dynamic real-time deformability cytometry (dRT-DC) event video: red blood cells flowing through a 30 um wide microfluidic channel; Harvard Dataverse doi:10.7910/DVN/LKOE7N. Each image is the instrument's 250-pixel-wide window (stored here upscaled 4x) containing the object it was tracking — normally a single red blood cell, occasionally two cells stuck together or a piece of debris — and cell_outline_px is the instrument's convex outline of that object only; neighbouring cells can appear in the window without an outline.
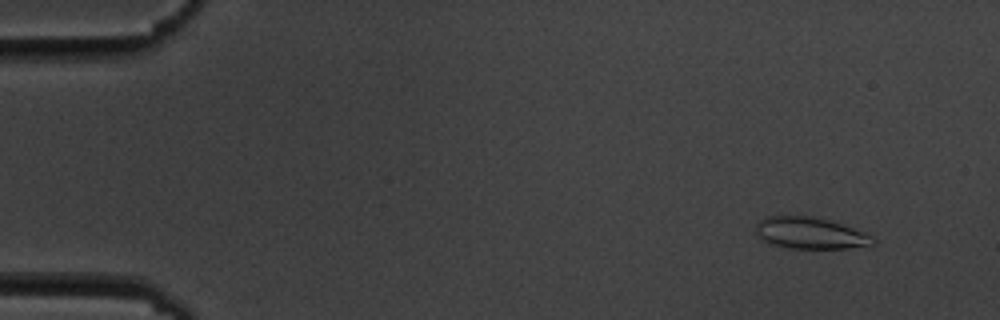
{"species": "common noctule bat (a hibernating species)", "species_latin": "Nyctalus noctula", "temperature_condition": "cold", "stored_images_in_passage": 9, "camera_frame_rate_fps": 3000, "um_per_image_px": 0.085, "animal": {"sex": "male", "body_mass_g": 19.5, "forearm_length_mm": 54.6}, "frame": {"image": 1, "passage_image": 2, "time_ms": 1.0, "image_size_px": [1000, 320], "cell_outline_px": [[876, 244], [848, 248], [792, 248], [772, 244], [764, 240], [756, 232], [756, 224], [764, 216], [812, 216], [828, 220], [864, 232], [872, 236], [876, 240]], "centroid_in_image_um": [68.88, 19.81], "position_along_channel_um": 16.1, "area_um2": 21.27}}
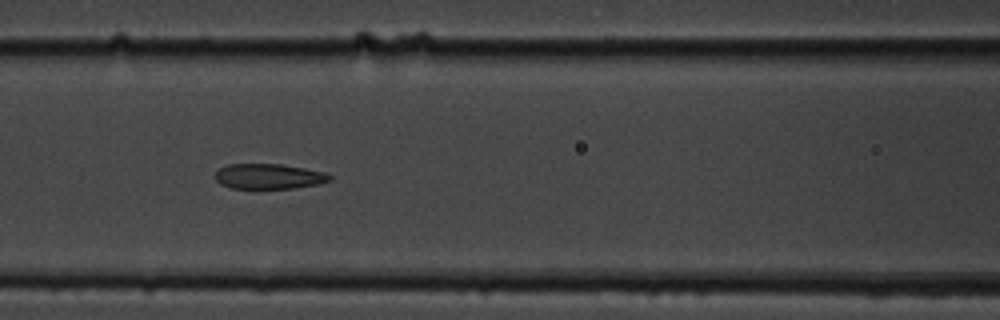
{"frame": {"image": 2, "passage_image": 8, "time_ms": 7.667, "image_size_px": [1000, 320], "cell_outline_px": [[332, 180], [320, 184], [292, 188], [232, 188], [220, 184], [212, 176], [220, 168], [228, 164], [280, 164], [304, 168], [324, 172], [332, 176]], "centroid_in_image_um": [22.84, 14.99], "position_along_channel_um": 143.8, "area_um2": 16.88}}
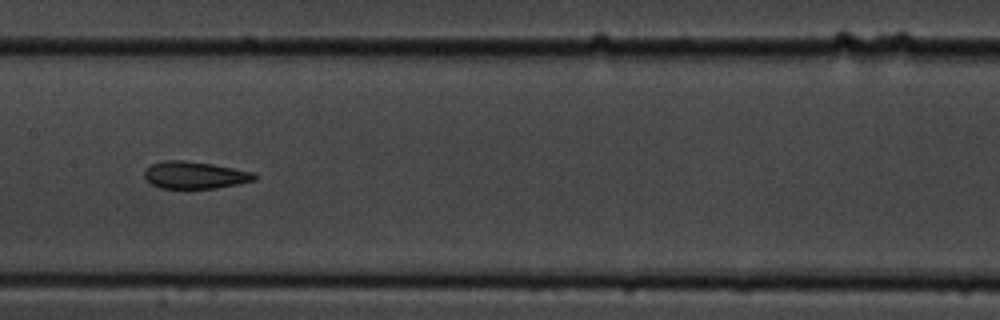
{"frame": {"image": 3, "passage_image": 9, "time_ms": 9.0, "image_size_px": [1000, 320], "cell_outline_px": [[256, 180], [216, 188], [160, 188], [152, 184], [144, 176], [144, 172], [152, 164], [164, 160], [184, 160], [212, 164], [256, 172]], "centroid_in_image_um": [16.59, 14.88], "position_along_channel_um": 190.8, "area_um2": 17.34}}